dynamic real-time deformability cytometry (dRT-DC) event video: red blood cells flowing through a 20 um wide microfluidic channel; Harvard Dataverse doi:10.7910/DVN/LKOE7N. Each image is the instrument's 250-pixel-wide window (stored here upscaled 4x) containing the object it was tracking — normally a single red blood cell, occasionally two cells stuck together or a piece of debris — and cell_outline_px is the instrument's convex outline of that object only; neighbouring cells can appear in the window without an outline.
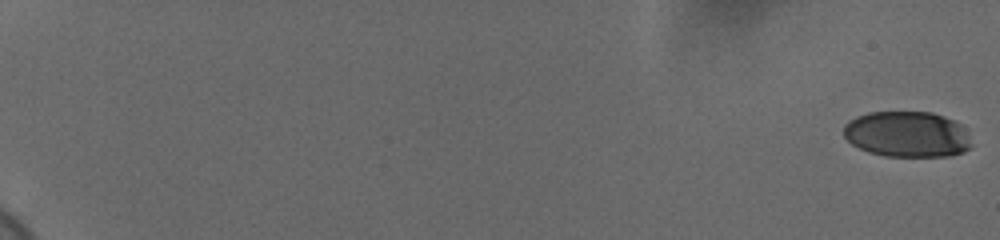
{"species": "human", "species_latin": "Homo sapiens", "temperature_condition": "cold", "stored_images_in_passage": 60, "camera_frame_rate_fps": 3000, "um_per_image_px": 0.085, "donor": {"sex": "female"}, "frame": {"image": 1, "passage_image": 1, "time_ms": 0.0, "image_size_px": [1000, 240], "cell_outline_px": [[972, 148], [964, 152], [952, 156], [884, 156], [868, 152], [852, 144], [844, 136], [844, 124], [848, 120], [856, 116], [868, 112], [932, 112], [944, 116], [960, 124], [968, 136], [972, 144]], "centroid_in_image_um": [77.1, 11.42], "position_along_channel_um": 7.9, "area_um2": 34.33}}
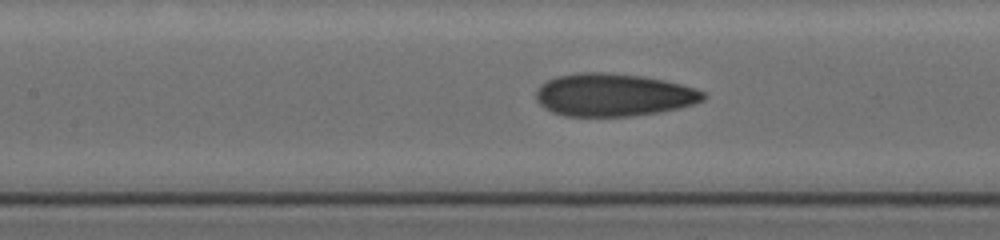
{"frame": {"image": 2, "passage_image": 32, "time_ms": 10.333, "image_size_px": [1000, 240], "cell_outline_px": [[708, 96], [704, 100], [692, 104], [660, 112], [628, 116], [564, 116], [552, 112], [544, 108], [536, 100], [536, 92], [540, 84], [556, 76], [580, 72], [604, 72], [644, 76], [664, 80], [696, 88], [704, 92]], "centroid_in_image_um": [52.13, 8.06], "position_along_channel_um": 155.3, "area_um2": 41.79}}
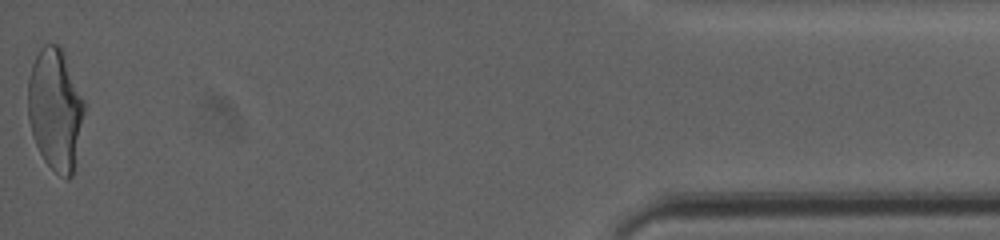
{"frame": {"image": 3, "passage_image": 60, "time_ms": 19.667, "image_size_px": [1000, 240], "cell_outline_px": [[84, 112], [72, 176], [68, 180], [64, 180], [44, 160], [36, 144], [28, 120], [28, 80], [32, 64], [40, 48], [44, 44], [60, 44], [64, 52], [84, 100]], "centroid_in_image_um": [4.69, 9.27], "position_along_channel_um": 430.5, "area_um2": 39.71}, "authors_computed_cell_mechanics": {"area_um2": 39.4196, "velocity_mm_per_s": 3.686, "shape_relaxation_time_tau1_ms": 7.5087, "shape_relaxation_time_tau2_ms": 1.3147, "deformation_change_tau1": 0.2129, "deformation_change_tau2": 0.0831}}